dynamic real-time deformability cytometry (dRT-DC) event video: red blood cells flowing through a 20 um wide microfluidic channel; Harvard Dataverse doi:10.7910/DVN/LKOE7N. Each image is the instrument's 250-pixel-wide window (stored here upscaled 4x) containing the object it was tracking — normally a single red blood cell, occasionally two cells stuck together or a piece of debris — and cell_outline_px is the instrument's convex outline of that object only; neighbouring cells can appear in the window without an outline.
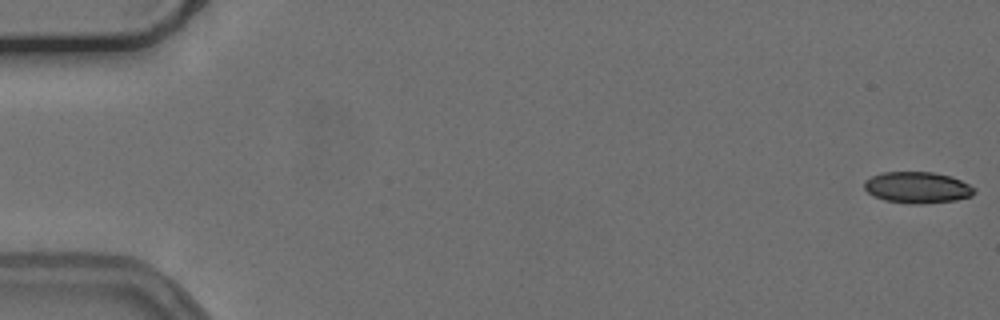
{"species": "common noctule bat (a hibernating species)", "species_latin": "Nyctalus noctula", "temperature_condition": "cold", "stored_images_in_passage": 55, "camera_frame_rate_fps": 3000, "um_per_image_px": 0.085, "animal": {"sex": "female", "body_mass_g": 24.6, "forearm_length_mm": 56.2}, "frame": {"image": 1, "passage_image": 1, "time_ms": 0.0, "image_size_px": [1000, 320], "cell_outline_px": [[976, 192], [972, 196], [956, 200], [920, 204], [912, 204], [884, 200], [872, 196], [864, 188], [864, 180], [880, 172], [932, 172], [952, 176], [976, 188]], "centroid_in_image_um": [77.97, 15.94], "position_along_channel_um": 7.0, "area_um2": 20.29}}
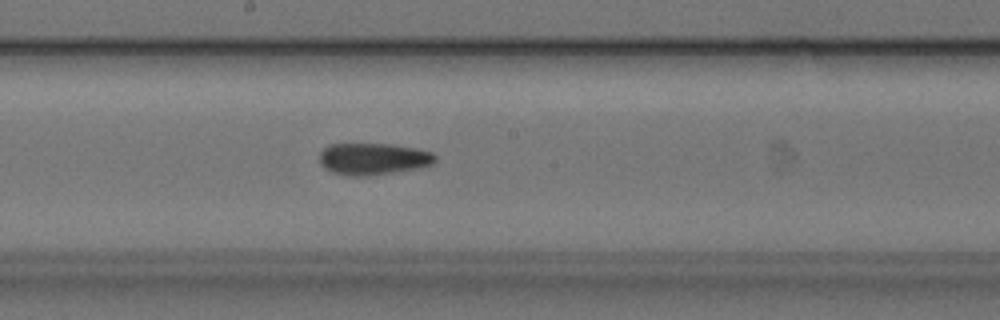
{"frame": {"image": 2, "passage_image": 30, "time_ms": 9.667, "image_size_px": [1000, 320], "cell_outline_px": [[436, 160], [432, 164], [420, 168], [372, 176], [348, 176], [332, 172], [324, 168], [320, 164], [320, 152], [328, 144], [392, 144], [416, 148], [432, 152], [436, 156]], "centroid_in_image_um": [31.72, 13.51], "position_along_channel_um": 216.5, "area_um2": 21.73}}
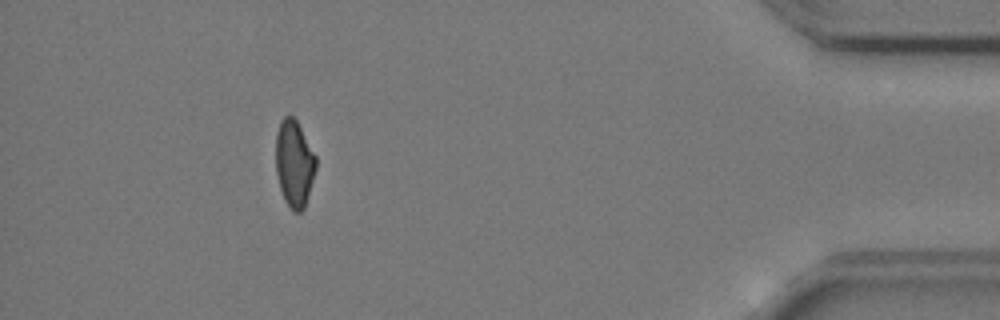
{"frame": {"image": 3, "passage_image": 50, "time_ms": 16.333, "image_size_px": [1000, 320], "cell_outline_px": [[316, 168], [304, 208], [300, 212], [292, 212], [284, 200], [280, 188], [276, 172], [276, 132], [280, 120], [284, 116], [292, 116], [296, 120], [316, 156]], "centroid_in_image_um": [24.99, 13.9], "position_along_channel_um": 410.2, "area_um2": 20.23}, "authors_computed_cell_mechanics": {"area_um2": 21.386, "velocity_mm_per_s": 3.7581, "shape_relaxation_time_tau1_ms": 8.5629, "shape_relaxation_time_tau2_ms": 4.2803, "deformation_change_tau1": 0.155, "deformation_change_tau2": 0.1116}}